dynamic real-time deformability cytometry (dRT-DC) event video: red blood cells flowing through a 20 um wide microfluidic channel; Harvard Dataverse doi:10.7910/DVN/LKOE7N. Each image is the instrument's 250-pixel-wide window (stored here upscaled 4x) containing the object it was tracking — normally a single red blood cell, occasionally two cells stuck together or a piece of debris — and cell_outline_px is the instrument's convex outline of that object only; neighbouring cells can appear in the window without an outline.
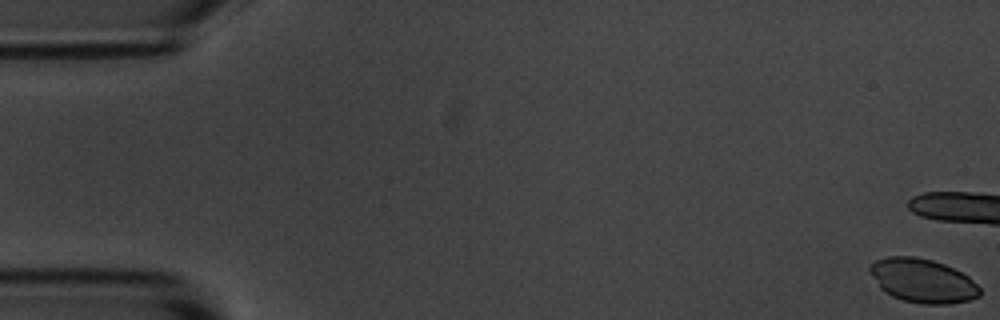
{"species": "common noctule bat (a hibernating species)", "species_latin": "Nyctalus noctula", "temperature_condition": "room temperature", "stored_images_in_passage": 12, "camera_frame_rate_fps": 3000, "um_per_image_px": 0.085, "animal": {"sex": "male", "body_mass_g": 20.1, "forearm_length_mm": 53.5}, "frame": {"image": 1, "passage_image": 1, "time_ms": 0.0, "image_size_px": [1000, 320], "cell_outline_px": [[980, 296], [968, 300], [948, 304], [920, 304], [904, 300], [892, 296], [884, 292], [880, 288], [872, 276], [868, 268], [876, 260], [888, 256], [916, 256], [932, 260], [944, 264], [968, 276], [980, 288]], "centroid_in_image_um": [78.41, 23.86], "position_along_channel_um": 6.6, "area_um2": 28.03}}